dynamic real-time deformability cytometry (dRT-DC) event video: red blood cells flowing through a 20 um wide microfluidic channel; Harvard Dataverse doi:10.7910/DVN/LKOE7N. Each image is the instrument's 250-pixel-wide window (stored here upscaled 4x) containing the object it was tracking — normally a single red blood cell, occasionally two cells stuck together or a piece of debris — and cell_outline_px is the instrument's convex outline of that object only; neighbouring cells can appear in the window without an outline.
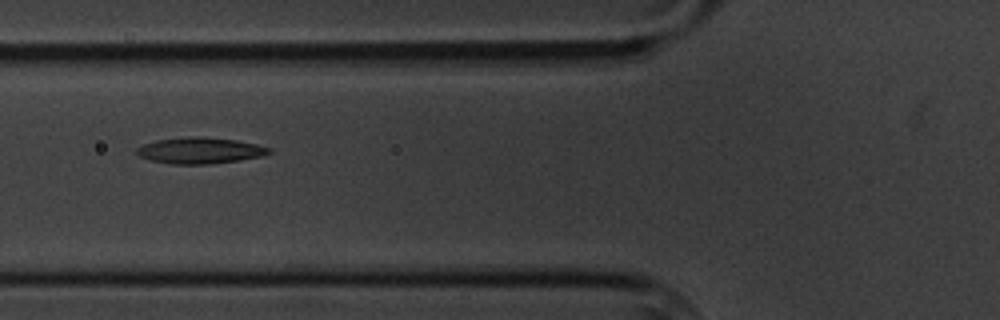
{"species": "common noctule bat (a hibernating species)", "species_latin": "Nyctalus noctula", "temperature_condition": "cold", "stored_images_in_passage": 5, "camera_frame_rate_fps": 3000, "um_per_image_px": 0.085, "animal": {"sex": "male", "body_mass_g": 20.1, "forearm_length_mm": 53.5}, "frame": {"image": 1, "passage_image": 2, "time_ms": 1.333, "image_size_px": [1000, 320], "cell_outline_px": [[272, 152], [260, 156], [240, 160], [212, 164], [172, 164], [152, 160], [140, 156], [136, 152], [136, 148], [144, 144], [156, 140], [188, 136], [204, 136], [236, 140], [256, 144], [272, 148]], "centroid_in_image_um": [17.01, 12.78], "position_along_channel_um": 108.8, "area_um2": 20.23}}
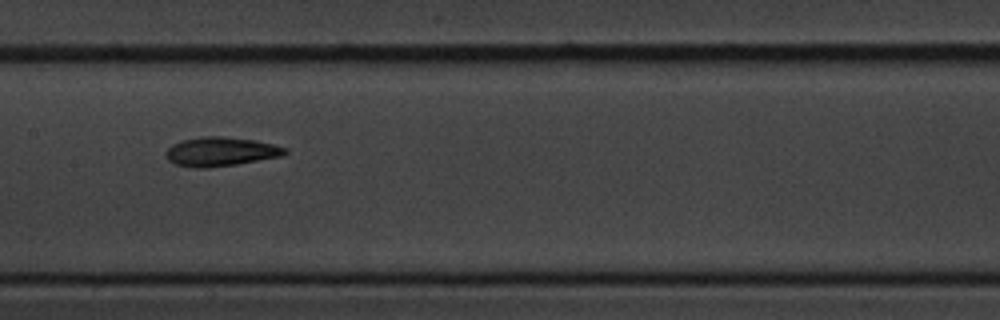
{"frame": {"image": 2, "passage_image": 4, "time_ms": 3.667, "image_size_px": [1000, 320], "cell_outline_px": [[288, 152], [280, 156], [236, 164], [208, 168], [196, 168], [176, 164], [168, 160], [164, 156], [164, 152], [172, 144], [180, 140], [204, 136], [224, 136], [256, 140], [288, 148]], "centroid_in_image_um": [18.72, 12.88], "position_along_channel_um": 188.7, "area_um2": 20.29}}
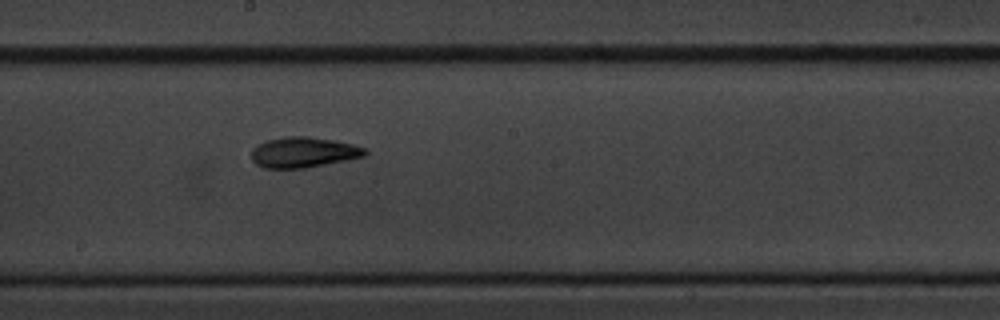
{"frame": {"image": 3, "passage_image": 5, "time_ms": 4.667, "image_size_px": [1000, 320], "cell_outline_px": [[368, 152], [364, 156], [308, 168], [264, 168], [256, 164], [252, 160], [252, 148], [268, 140], [284, 136], [308, 136], [336, 140], [368, 148]], "centroid_in_image_um": [25.82, 12.94], "position_along_channel_um": 222.4, "area_um2": 20.29}}